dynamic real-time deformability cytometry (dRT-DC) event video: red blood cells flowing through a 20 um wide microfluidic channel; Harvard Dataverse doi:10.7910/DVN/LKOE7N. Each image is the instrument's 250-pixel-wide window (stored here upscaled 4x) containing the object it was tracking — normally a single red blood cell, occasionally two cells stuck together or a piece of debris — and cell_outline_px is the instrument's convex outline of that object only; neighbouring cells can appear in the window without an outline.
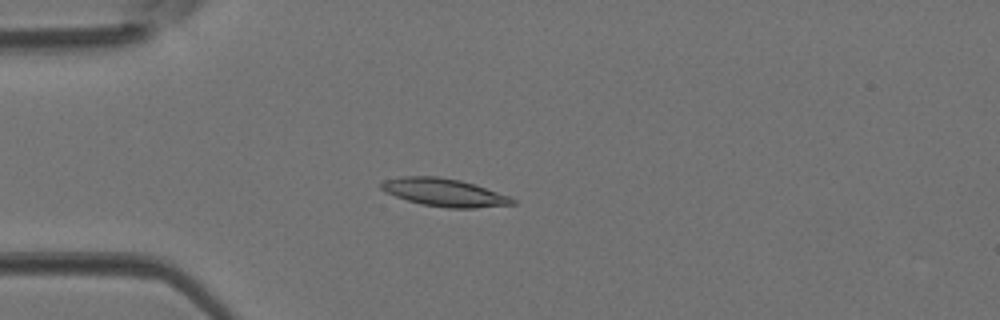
{"species": "Egyptian fruit bat (a non-hibernating species)", "species_latin": "Rousettus aegyptiacus", "temperature_condition": "room temperature", "stored_images_in_passage": 42, "camera_frame_rate_fps": 3000, "um_per_image_px": 0.085, "animal": {"sex": "female"}, "frame": {"image": 1, "passage_image": 11, "time_ms": 3.333, "image_size_px": [1000, 320], "cell_outline_px": [[516, 204], [476, 208], [448, 208], [420, 204], [396, 196], [380, 188], [380, 184], [384, 180], [400, 176], [436, 176], [460, 180], [512, 196], [516, 200]], "centroid_in_image_um": [37.8, 16.36], "position_along_channel_um": 47.2, "area_um2": 21.33}}
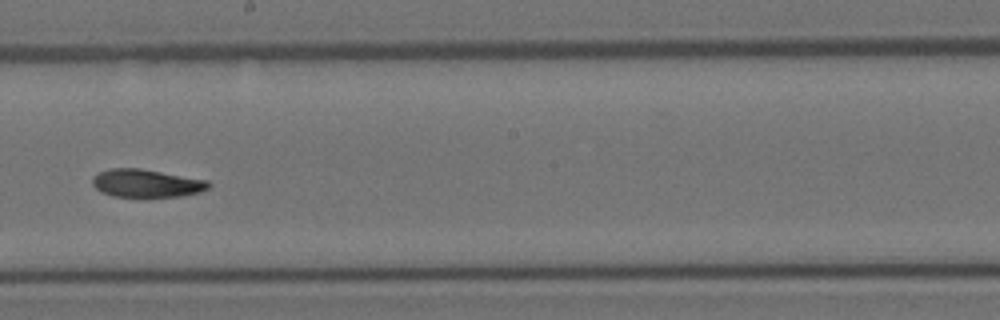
{"frame": {"image": 2, "passage_image": 24, "time_ms": 7.667, "image_size_px": [1000, 320], "cell_outline_px": [[212, 184], [208, 188], [200, 192], [180, 196], [112, 196], [100, 192], [92, 184], [92, 176], [108, 168], [140, 168], [208, 180]], "centroid_in_image_um": [12.43, 15.56], "position_along_channel_um": 235.8, "area_um2": 18.9}}
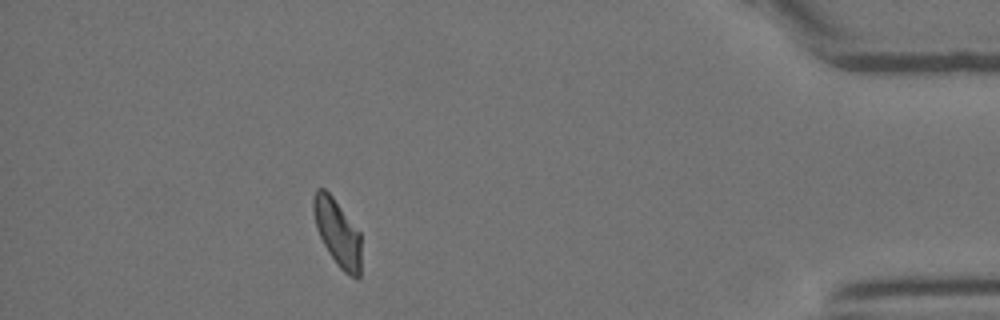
{"frame": {"image": 3, "passage_image": 38, "time_ms": 12.333, "image_size_px": [1000, 320], "cell_outline_px": [[360, 276], [356, 280], [344, 272], [336, 264], [328, 252], [316, 228], [312, 212], [312, 196], [316, 188], [324, 188], [332, 196], [360, 232]], "centroid_in_image_um": [28.66, 19.77], "position_along_channel_um": 406.5, "area_um2": 18.73}}